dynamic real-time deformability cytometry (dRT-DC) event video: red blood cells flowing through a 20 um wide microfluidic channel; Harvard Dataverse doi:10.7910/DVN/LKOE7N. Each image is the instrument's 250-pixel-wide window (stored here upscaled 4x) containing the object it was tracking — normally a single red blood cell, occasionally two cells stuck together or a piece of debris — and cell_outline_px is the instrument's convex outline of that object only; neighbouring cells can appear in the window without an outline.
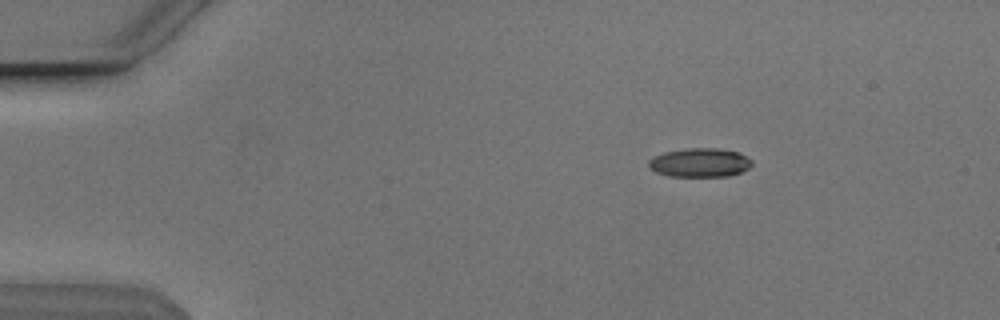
{"species": "Egyptian fruit bat (a non-hibernating species)", "species_latin": "Rousettus aegyptiacus", "temperature_condition": "cold", "stored_images_in_passage": 46, "camera_frame_rate_fps": 3000, "um_per_image_px": 0.085, "animal": {"sex": "male"}, "frame": {"image": 1, "passage_image": 1, "time_ms": 0.0, "image_size_px": [1000, 320], "cell_outline_px": [[752, 164], [748, 168], [740, 172], [728, 176], [668, 176], [656, 172], [648, 168], [648, 160], [652, 156], [664, 152], [684, 148], [720, 148], [740, 152], [752, 160]], "centroid_in_image_um": [59.45, 13.81], "position_along_channel_um": 25.5, "area_um2": 17.63}}
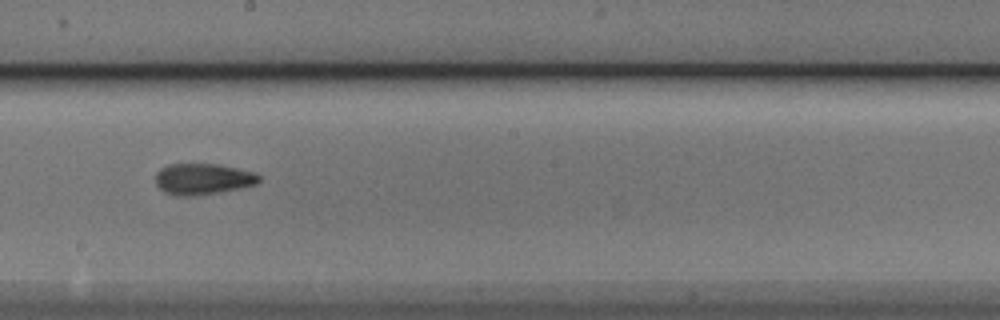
{"frame": {"image": 2, "passage_image": 23, "time_ms": 7.333, "image_size_px": [1000, 320], "cell_outline_px": [[260, 180], [256, 184], [240, 188], [220, 192], [192, 196], [176, 196], [164, 192], [156, 184], [156, 172], [160, 168], [168, 164], [220, 164], [256, 172], [260, 176]], "centroid_in_image_um": [17.25, 15.21], "position_along_channel_um": 231.0, "area_um2": 18.96}}
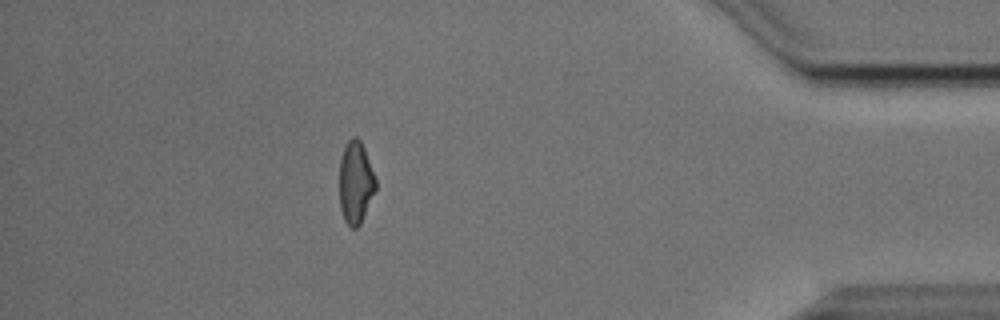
{"frame": {"image": 3, "passage_image": 40, "time_ms": 13.0, "image_size_px": [1000, 320], "cell_outline_px": [[376, 188], [360, 224], [356, 228], [352, 228], [344, 220], [340, 208], [340, 160], [344, 148], [348, 140], [352, 136], [356, 136], [360, 140], [364, 148], [376, 180]], "centroid_in_image_um": [30.22, 15.5], "position_along_channel_um": 405.0, "area_um2": 17.17}, "authors_computed_cell_mechanics": {"area_um2": 18.1203, "velocity_mm_per_s": 3.846, "shape_relaxation_time_tau1_ms": 9.048, "shape_relaxation_time_tau2_ms": 2.8977, "deformation_change_tau1": 0.2219, "deformation_change_tau2": 0.105}}